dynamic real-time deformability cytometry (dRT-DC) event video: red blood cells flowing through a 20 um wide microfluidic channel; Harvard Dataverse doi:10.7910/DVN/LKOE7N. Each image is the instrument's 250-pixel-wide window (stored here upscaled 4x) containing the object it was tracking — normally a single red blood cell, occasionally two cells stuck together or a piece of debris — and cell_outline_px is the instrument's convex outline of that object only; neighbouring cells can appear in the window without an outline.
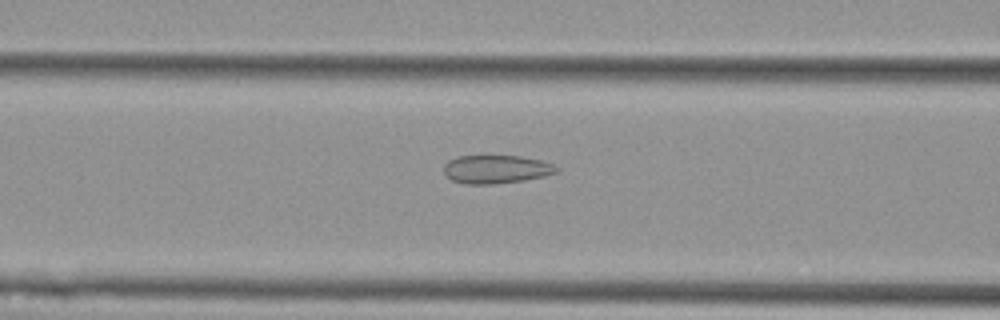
{"species": "Egyptian fruit bat (a non-hibernating species)", "species_latin": "Rousettus aegyptiacus", "temperature_condition": "cold", "stored_images_in_passage": 56, "camera_frame_rate_fps": 3000, "um_per_image_px": 0.085, "animal": {"sex": "female"}, "frame": {"image": 1, "passage_image": 23, "time_ms": 7.333, "image_size_px": [1000, 320], "cell_outline_px": [[560, 172], [544, 176], [524, 180], [492, 184], [464, 184], [452, 180], [444, 172], [444, 164], [448, 160], [456, 156], [520, 156], [544, 160], [560, 168]], "centroid_in_image_um": [42.21, 14.38], "position_along_channel_um": 124.4, "area_um2": 18.79}}
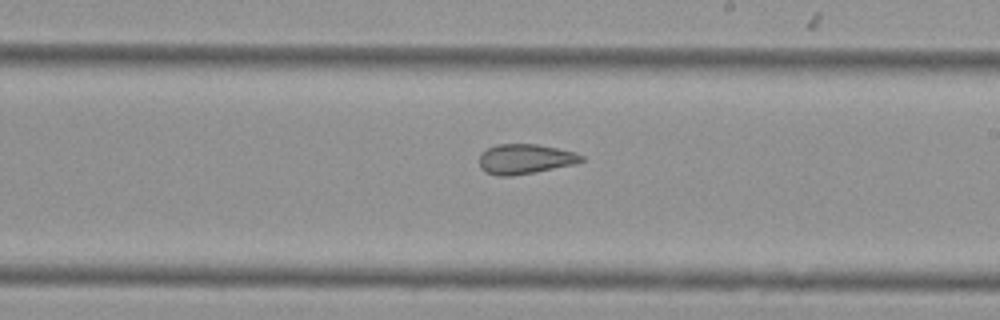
{"frame": {"image": 2, "passage_image": 33, "time_ms": 10.667, "image_size_px": [1000, 320], "cell_outline_px": [[584, 160], [576, 164], [512, 176], [500, 176], [484, 172], [480, 168], [480, 152], [496, 144], [536, 144], [576, 152], [584, 156]], "centroid_in_image_um": [44.62, 13.51], "position_along_channel_um": 244.4, "area_um2": 17.86}}
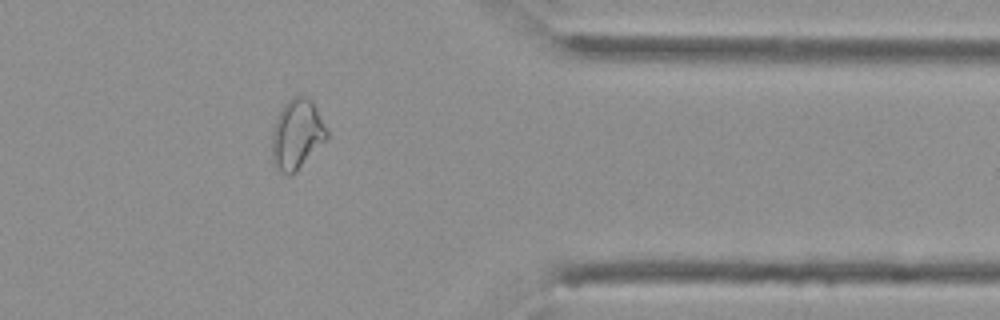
{"frame": {"image": 3, "passage_image": 46, "time_ms": 15.0, "image_size_px": [1000, 320], "cell_outline_px": [[328, 140], [288, 176], [280, 172], [272, 164], [272, 132], [276, 116], [280, 108], [292, 96], [308, 96], [312, 100], [328, 132]], "centroid_in_image_um": [25.22, 11.39], "position_along_channel_um": 386.2, "area_um2": 22.43}, "authors_computed_cell_mechanics": {"area_um2": 22.3397, "velocity_mm_per_s": 3.606, "shape_relaxation_time_tau1_ms": null, "shape_relaxation_time_tau2_ms": 2.0757, "deformation_change_tau1": null, "deformation_change_tau2": 0.0917}}